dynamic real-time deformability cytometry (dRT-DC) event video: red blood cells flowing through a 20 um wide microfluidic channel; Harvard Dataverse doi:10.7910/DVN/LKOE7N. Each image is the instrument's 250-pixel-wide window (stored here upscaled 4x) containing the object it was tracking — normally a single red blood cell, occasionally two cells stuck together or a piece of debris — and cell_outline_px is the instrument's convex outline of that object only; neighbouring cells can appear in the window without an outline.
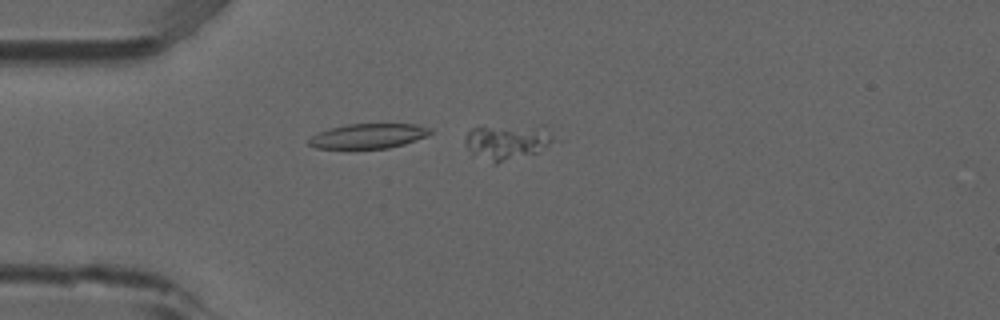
{"species": "common noctule bat (a hibernating species)", "species_latin": "Nyctalus noctula", "temperature_condition": "room temperature", "stored_images_in_passage": 6, "camera_frame_rate_fps": 3000, "um_per_image_px": 0.085, "animal": {"sex": "male", "forearm_length_mm": 52.5}, "frame": {"image": 1, "passage_image": 3, "time_ms": 0.667, "image_size_px": [1000, 320], "cell_outline_px": [[560, 140], [540, 152], [496, 164], [492, 164], [472, 156], [464, 144], [464, 136], [472, 128], [540, 124], [544, 124]], "centroid_in_image_um": [43.2, 12.07], "position_along_channel_um": 41.8, "area_um2": 19.48}}
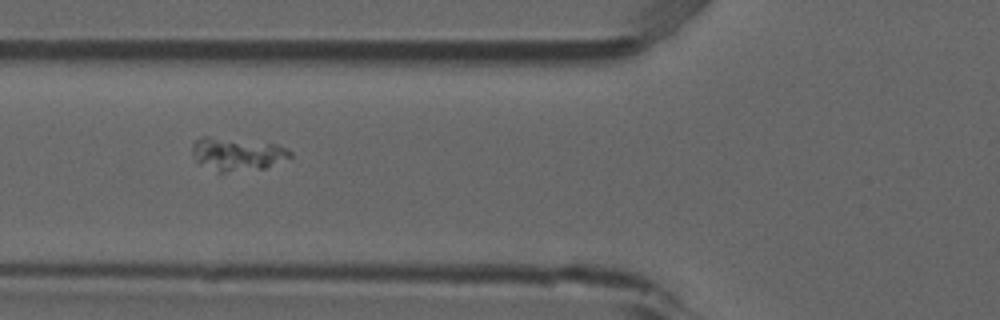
{"frame": {"image": 2, "passage_image": 5, "time_ms": 1.333, "image_size_px": [1000, 320], "cell_outline_px": [[292, 156], [264, 168], [224, 172], [220, 172], [196, 164], [192, 152], [192, 144], [196, 140], [204, 136], [208, 136], [276, 144], [292, 152]], "centroid_in_image_um": [20.09, 13.1], "position_along_channel_um": 105.7, "area_um2": 18.67}}
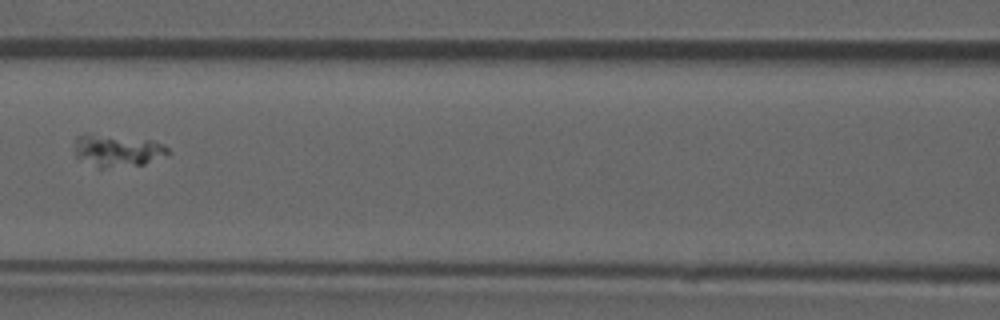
{"frame": {"image": 3, "passage_image": 6, "time_ms": 1.667, "image_size_px": [1000, 320], "cell_outline_px": [[168, 152], [144, 164], [104, 168], [100, 168], [76, 156], [76, 136], [84, 132], [88, 132], [152, 140], [164, 144], [168, 148]], "centroid_in_image_um": [9.93, 12.75], "position_along_channel_um": 156.7, "area_um2": 17.34}}